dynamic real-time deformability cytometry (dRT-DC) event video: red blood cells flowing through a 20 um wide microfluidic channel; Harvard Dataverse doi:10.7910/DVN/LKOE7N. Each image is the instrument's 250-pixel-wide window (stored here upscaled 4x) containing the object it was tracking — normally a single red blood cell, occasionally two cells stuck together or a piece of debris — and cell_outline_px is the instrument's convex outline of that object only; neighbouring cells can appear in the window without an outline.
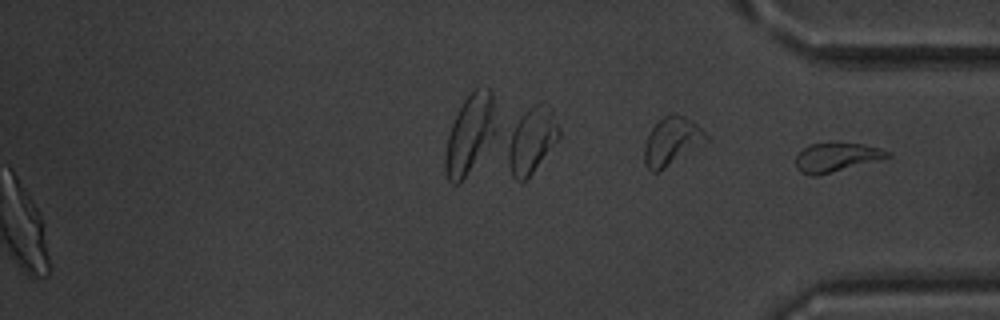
{"species": "common noctule bat (a hibernating species)", "species_latin": "Nyctalus noctula", "temperature_condition": "warm", "stored_images_in_passage": 52, "segment_of_instrument_passage": [2, 2], "camera_frame_rate_fps": 3000, "um_per_image_px": 0.085, "animal": {"sex": "male", "body_mass_g": 20.1, "forearm_length_mm": 53.5}, "frame": {"image": 1, "passage_image": 52, "time_ms": 17.0, "image_size_px": [1000, 320], "cell_outline_px": [[892, 156], [816, 176], [808, 176], [800, 172], [796, 168], [796, 156], [808, 144], [836, 140], [864, 144], [880, 148], [888, 152]], "centroid_in_image_um": [71.04, 13.32], "position_along_channel_um": 364.2, "area_um2": 15.84}}